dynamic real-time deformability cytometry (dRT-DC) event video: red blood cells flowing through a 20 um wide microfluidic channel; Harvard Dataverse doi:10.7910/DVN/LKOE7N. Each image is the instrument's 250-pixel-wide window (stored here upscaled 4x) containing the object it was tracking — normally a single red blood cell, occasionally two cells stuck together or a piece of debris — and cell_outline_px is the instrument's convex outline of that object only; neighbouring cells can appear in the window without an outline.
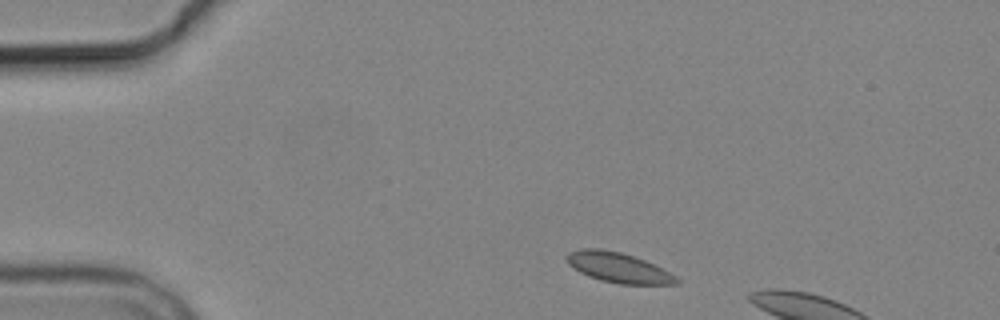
{"species": "common noctule bat (a hibernating species)", "species_latin": "Nyctalus noctula", "temperature_condition": "cold", "stored_images_in_passage": 3, "camera_frame_rate_fps": 3000, "um_per_image_px": 0.085, "animal": {"sex": "male", "body_mass_g": 19.2, "forearm_length_mm": 51.8}, "frame": {"image": 1, "passage_image": 1, "time_ms": 0.0, "image_size_px": [1000, 320], "cell_outline_px": [[680, 284], [620, 284], [600, 280], [588, 276], [572, 268], [568, 264], [568, 252], [580, 248], [600, 248], [620, 252], [644, 260], [676, 276], [680, 280]], "centroid_in_image_um": [52.53, 22.74], "position_along_channel_um": 32.5, "area_um2": 19.07}}